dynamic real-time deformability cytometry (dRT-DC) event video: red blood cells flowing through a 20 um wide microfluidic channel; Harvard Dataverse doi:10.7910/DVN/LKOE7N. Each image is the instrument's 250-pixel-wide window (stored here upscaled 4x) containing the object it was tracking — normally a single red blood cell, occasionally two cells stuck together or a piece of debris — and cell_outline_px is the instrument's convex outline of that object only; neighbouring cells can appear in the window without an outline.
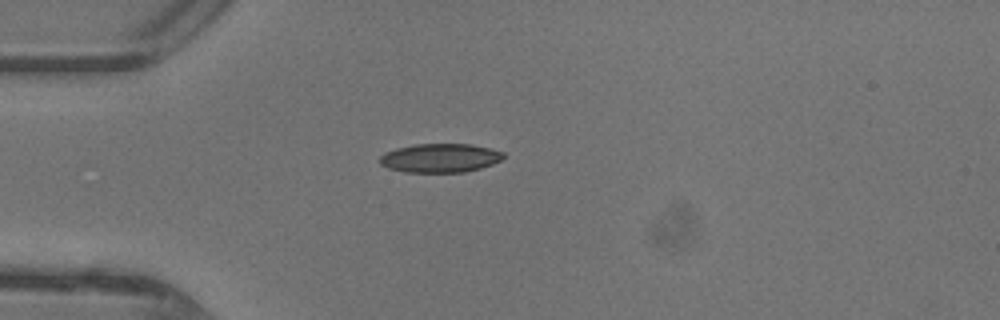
{"species": "common noctule bat (a hibernating species)", "species_latin": "Nyctalus noctula", "temperature_condition": "warm", "stored_images_in_passage": 35, "camera_frame_rate_fps": 3000, "um_per_image_px": 0.085, "animal": {"sex": "female"}, "frame": {"image": 1, "passage_image": 1, "time_ms": 0.0, "image_size_px": [1000, 320], "cell_outline_px": [[504, 156], [500, 160], [492, 164], [480, 168], [464, 172], [404, 172], [388, 168], [380, 164], [380, 156], [384, 152], [396, 148], [412, 144], [472, 144], [504, 152]], "centroid_in_image_um": [37.37, 13.42], "position_along_channel_um": 47.6, "area_um2": 20.81}}
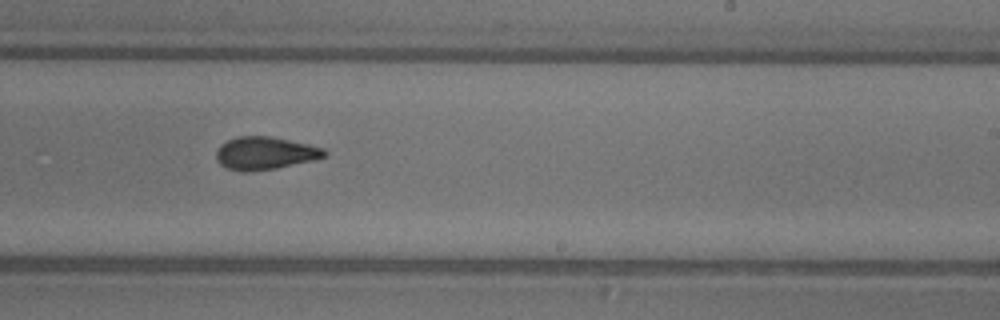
{"frame": {"image": 2, "passage_image": 17, "time_ms": 5.333, "image_size_px": [1000, 320], "cell_outline_px": [[328, 156], [312, 160], [276, 168], [244, 172], [240, 172], [228, 168], [220, 164], [216, 160], [216, 152], [220, 144], [236, 136], [268, 136], [308, 144], [324, 148], [328, 152]], "centroid_in_image_um": [22.51, 13.02], "position_along_channel_um": 266.5, "area_um2": 20.63}}
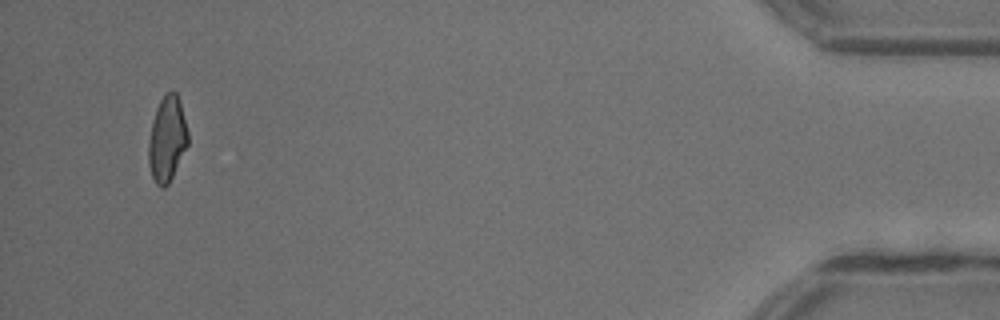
{"frame": {"image": 3, "passage_image": 33, "time_ms": 10.667, "image_size_px": [1000, 320], "cell_outline_px": [[188, 144], [168, 184], [164, 188], [160, 188], [156, 184], [152, 176], [148, 164], [148, 140], [152, 120], [156, 108], [160, 100], [172, 88], [176, 92], [180, 100], [188, 132]], "centroid_in_image_um": [14.19, 11.8], "position_along_channel_um": 421.0, "area_um2": 19.71}, "authors_computed_cell_mechanics": {"area_um2": 20.6346, "velocity_mm_per_s": 4.4129, "shape_relaxation_time_tau1_ms": null, "shape_relaxation_time_tau2_ms": 2.0997, "deformation_change_tau1": null, "deformation_change_tau2": 0.0974}}